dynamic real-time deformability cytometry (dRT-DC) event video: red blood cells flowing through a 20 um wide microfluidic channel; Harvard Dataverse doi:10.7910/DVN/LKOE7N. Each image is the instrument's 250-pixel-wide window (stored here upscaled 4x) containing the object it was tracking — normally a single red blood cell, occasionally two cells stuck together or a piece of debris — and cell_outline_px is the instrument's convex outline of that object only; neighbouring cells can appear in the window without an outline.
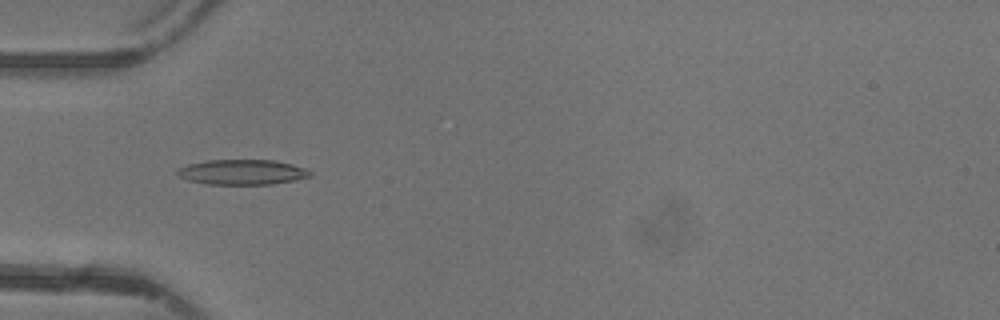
{"species": "common noctule bat (a hibernating species)", "species_latin": "Nyctalus noctula", "temperature_condition": "warm", "stored_images_in_passage": 36, "camera_frame_rate_fps": 3000, "um_per_image_px": 0.085, "animal": {"sex": "female"}, "frame": {"image": 1, "passage_image": 4, "time_ms": 1.0, "image_size_px": [1000, 320], "cell_outline_px": [[312, 176], [272, 184], [208, 184], [188, 180], [180, 176], [176, 172], [176, 168], [188, 164], [208, 160], [276, 160], [292, 164], [304, 168], [312, 172]], "centroid_in_image_um": [20.58, 14.62], "position_along_channel_um": 64.4, "area_um2": 19.36}}
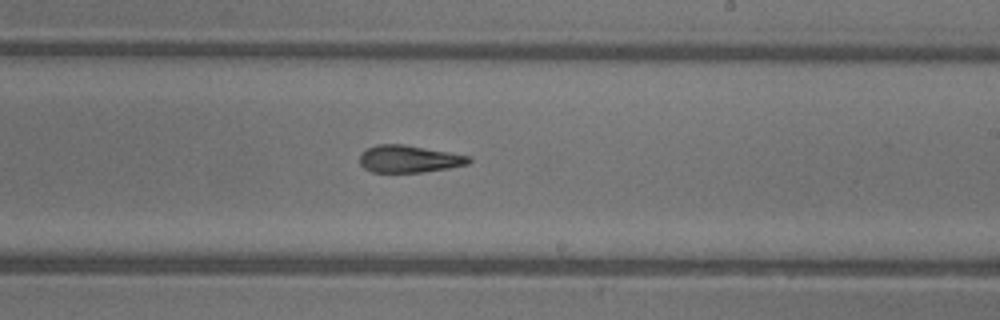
{"frame": {"image": 2, "passage_image": 17, "time_ms": 5.333, "image_size_px": [1000, 320], "cell_outline_px": [[472, 160], [468, 164], [448, 168], [424, 172], [372, 172], [364, 168], [360, 164], [360, 156], [368, 148], [376, 144], [404, 144], [472, 156]], "centroid_in_image_um": [34.8, 13.51], "position_along_channel_um": 254.2, "area_um2": 17.34}}
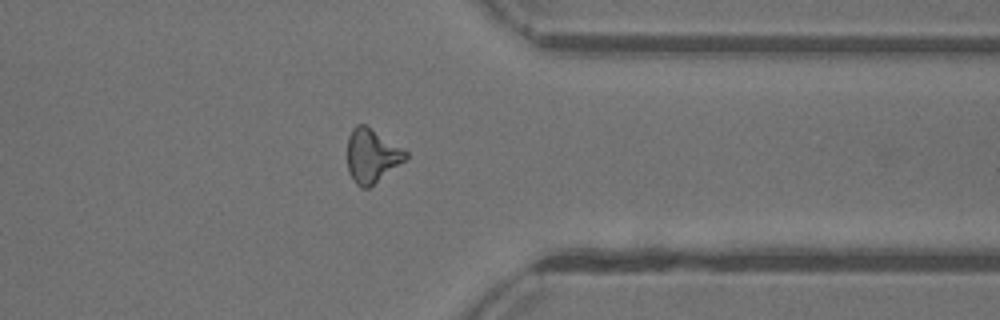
{"frame": {"image": 3, "passage_image": 26, "time_ms": 8.333, "image_size_px": [1000, 320], "cell_outline_px": [[408, 156], [404, 160], [368, 188], [360, 188], [356, 184], [348, 172], [348, 136], [352, 128], [356, 124], [364, 124], [408, 152]], "centroid_in_image_um": [31.56, 13.24], "position_along_channel_um": 379.8, "area_um2": 17.86}, "authors_computed_cell_mechanics": {"area_um2": 17.8891, "velocity_mm_per_s": 4.4042, "shape_relaxation_time_tau1_ms": null, "shape_relaxation_time_tau2_ms": 3.2591, "deformation_change_tau1": null, "deformation_change_tau2": 0.149}}